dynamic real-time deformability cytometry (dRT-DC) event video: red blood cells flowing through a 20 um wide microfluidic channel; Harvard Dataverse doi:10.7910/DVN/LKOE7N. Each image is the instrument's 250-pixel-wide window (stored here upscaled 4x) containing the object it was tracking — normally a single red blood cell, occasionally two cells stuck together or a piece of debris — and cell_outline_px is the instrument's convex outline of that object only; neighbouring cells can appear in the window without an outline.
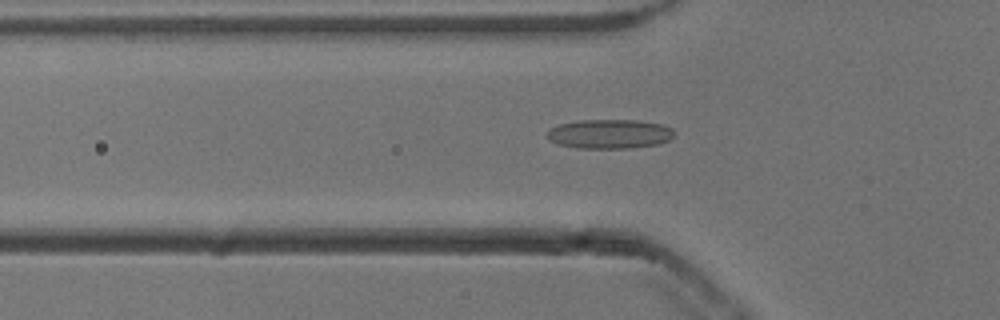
{"species": "common noctule bat (a hibernating species)", "species_latin": "Nyctalus noctula", "temperature_condition": "cold", "stored_images_in_passage": 33, "camera_frame_rate_fps": 3000, "um_per_image_px": 0.085, "animal": {"sex": "male", "body_mass_g": 13.3}, "frame": {"image": 1, "passage_image": 7, "time_ms": 2.0, "image_size_px": [1000, 320], "cell_outline_px": [[676, 132], [668, 140], [660, 144], [628, 148], [576, 148], [556, 144], [548, 140], [544, 132], [548, 128], [560, 124], [580, 120], [636, 120], [660, 124], [672, 128]], "centroid_in_image_um": [51.75, 11.39], "position_along_channel_um": 74.1, "area_um2": 21.96}}
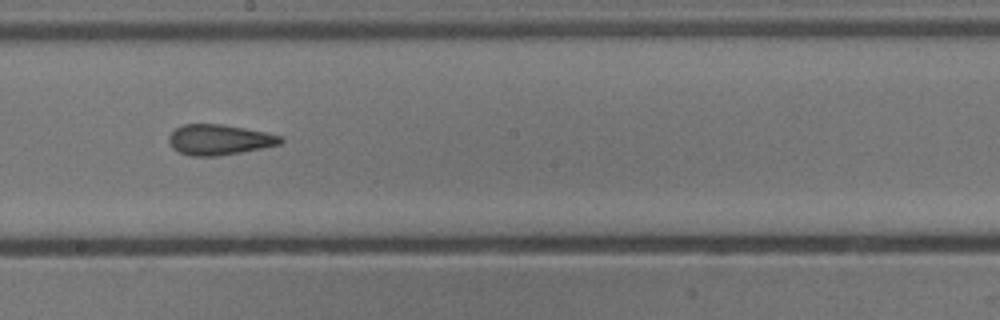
{"frame": {"image": 2, "passage_image": 19, "time_ms": 6.0, "image_size_px": [1000, 320], "cell_outline_px": [[284, 140], [280, 144], [240, 152], [216, 156], [192, 156], [180, 152], [172, 148], [168, 140], [168, 136], [176, 128], [184, 124], [224, 124], [264, 132], [280, 136]], "centroid_in_image_um": [18.6, 11.87], "position_along_channel_um": 229.6, "area_um2": 19.59}}
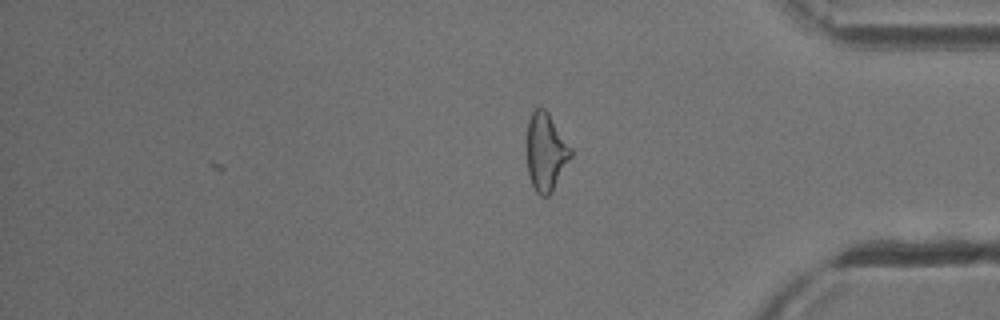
{"frame": {"image": 3, "passage_image": 33, "time_ms": 10.667, "image_size_px": [1000, 320], "cell_outline_px": [[572, 156], [552, 192], [548, 196], [540, 196], [536, 192], [528, 176], [528, 120], [532, 112], [536, 108], [544, 108], [548, 112], [572, 148]], "centroid_in_image_um": [46.42, 12.93], "position_along_channel_um": 388.8, "area_um2": 19.83}, "authors_computed_cell_mechanics": {"area_um2": 19.5942, "velocity_mm_per_s": 3.854, "shape_relaxation_time_tau1_ms": null, "shape_relaxation_time_tau2_ms": 2.7663, "deformation_change_tau1": null, "deformation_change_tau2": 0.1327}}